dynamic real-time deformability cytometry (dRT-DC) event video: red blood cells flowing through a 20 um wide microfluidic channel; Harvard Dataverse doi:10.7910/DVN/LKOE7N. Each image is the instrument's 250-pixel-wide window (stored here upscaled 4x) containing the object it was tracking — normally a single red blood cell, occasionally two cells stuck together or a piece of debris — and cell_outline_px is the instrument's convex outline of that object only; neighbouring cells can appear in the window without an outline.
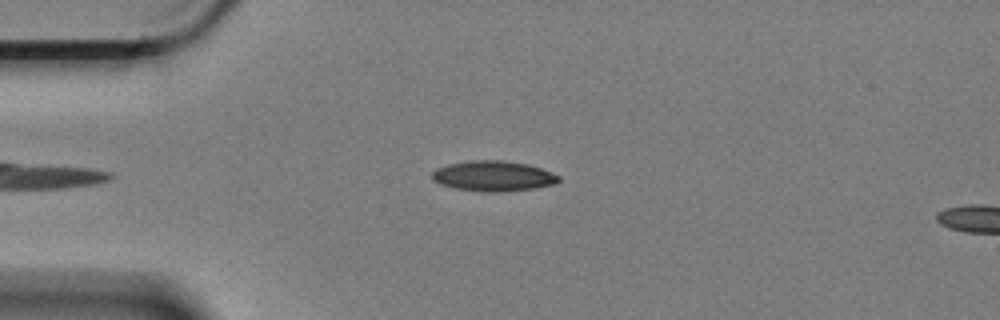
{"species": "Egyptian fruit bat (a non-hibernating species)", "species_latin": "Rousettus aegyptiacus", "temperature_condition": "cold", "stored_images_in_passage": 17, "camera_frame_rate_fps": 3000, "um_per_image_px": 0.085, "animal": {"sex": "female"}, "frame": {"image": 1, "passage_image": 10, "time_ms": 3.0, "image_size_px": [1000, 320], "cell_outline_px": [[560, 180], [556, 184], [532, 188], [500, 192], [484, 192], [456, 188], [440, 184], [432, 180], [432, 172], [436, 168], [448, 164], [476, 160], [500, 160], [528, 164], [540, 168], [560, 176]], "centroid_in_image_um": [41.92, 14.96], "position_along_channel_um": 43.1, "area_um2": 22.25}}